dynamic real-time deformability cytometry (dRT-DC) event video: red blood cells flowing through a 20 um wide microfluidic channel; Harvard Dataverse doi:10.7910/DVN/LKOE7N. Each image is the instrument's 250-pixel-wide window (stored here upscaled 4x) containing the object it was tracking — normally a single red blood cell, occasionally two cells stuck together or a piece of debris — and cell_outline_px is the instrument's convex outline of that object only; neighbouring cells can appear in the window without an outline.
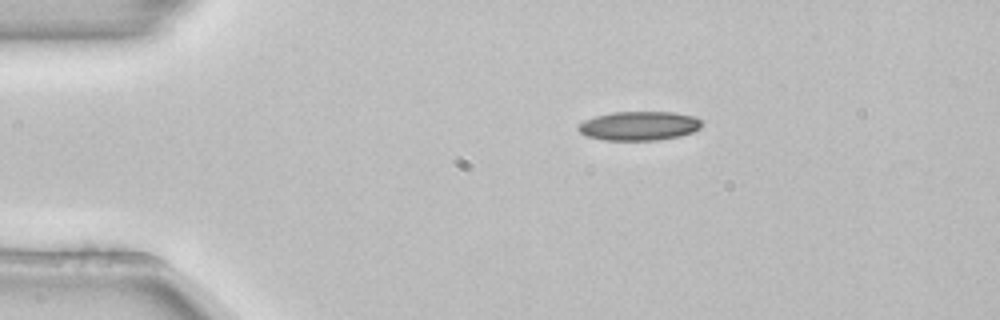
{"species": "common noctule bat (a hibernating species)", "species_latin": "Nyctalus noctula", "temperature_condition": "room temperature", "stored_images_in_passage": 44, "camera_frame_rate_fps": 3000, "um_per_image_px": 0.085, "animal": {"sex": "female", "body_mass_g": 22.7, "forearm_length_mm": 54.2}, "frame": {"image": 1, "passage_image": 1, "time_ms": 0.0, "image_size_px": [1000, 320], "cell_outline_px": [[700, 128], [692, 132], [680, 136], [656, 140], [604, 140], [584, 136], [576, 128], [584, 120], [596, 116], [612, 112], [672, 112], [696, 116], [700, 120]], "centroid_in_image_um": [54.3, 10.7], "position_along_channel_um": 30.7, "area_um2": 20.92}}
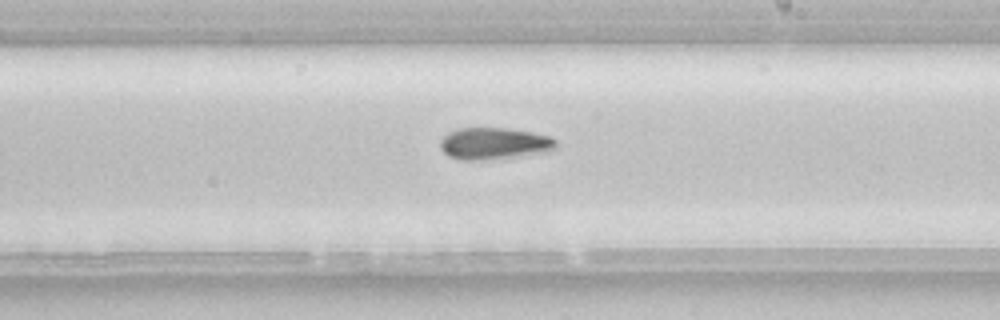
{"frame": {"image": 2, "passage_image": 22, "time_ms": 7.0, "image_size_px": [1000, 320], "cell_outline_px": [[556, 148], [548, 152], [480, 160], [460, 160], [448, 156], [440, 148], [440, 140], [448, 132], [460, 128], [508, 128], [532, 132], [552, 136], [556, 140]], "centroid_in_image_um": [42.0, 12.19], "position_along_channel_um": 247.0, "area_um2": 21.5}}
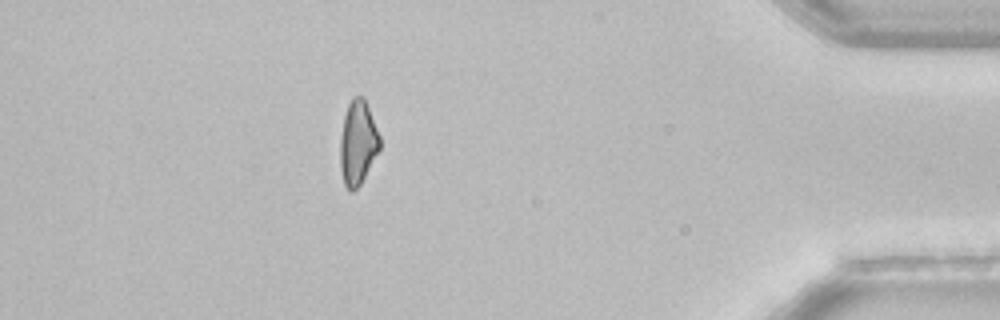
{"frame": {"image": 3, "passage_image": 38, "time_ms": 12.333, "image_size_px": [1000, 320], "cell_outline_px": [[380, 148], [360, 184], [352, 192], [348, 192], [344, 184], [340, 168], [340, 136], [344, 116], [348, 104], [352, 96], [364, 96], [380, 136]], "centroid_in_image_um": [30.4, 12.12], "position_along_channel_um": 404.8, "area_um2": 19.48}}